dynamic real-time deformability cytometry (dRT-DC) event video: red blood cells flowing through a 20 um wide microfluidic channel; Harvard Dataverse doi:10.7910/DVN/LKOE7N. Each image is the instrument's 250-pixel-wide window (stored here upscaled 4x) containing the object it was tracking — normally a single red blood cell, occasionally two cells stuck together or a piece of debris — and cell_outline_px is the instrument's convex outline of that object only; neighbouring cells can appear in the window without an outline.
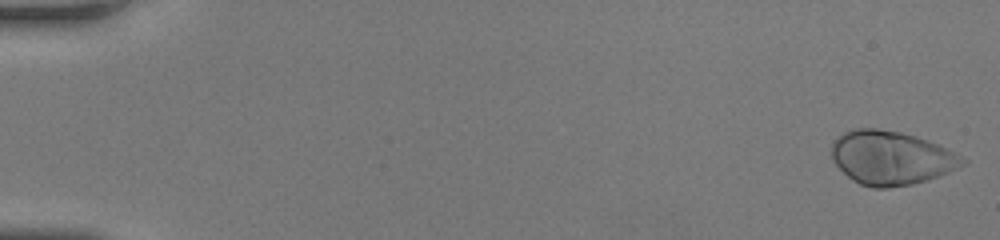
{"species": "human", "species_latin": "Homo sapiens", "temperature_condition": "room temperature", "stored_images_in_passage": 50, "camera_frame_rate_fps": 3000, "um_per_image_px": 0.085, "donor": {"sex": "female"}, "frame": {"image": 1, "passage_image": 1, "time_ms": 0.0, "image_size_px": [1000, 240], "cell_outline_px": [[968, 160], [964, 164], [948, 172], [928, 180], [912, 184], [888, 188], [872, 188], [860, 184], [852, 180], [832, 160], [832, 144], [844, 132], [852, 128], [876, 128], [900, 132], [916, 136], [940, 144]], "centroid_in_image_um": [75.75, 13.41], "position_along_channel_um": 9.2, "area_um2": 41.04}}
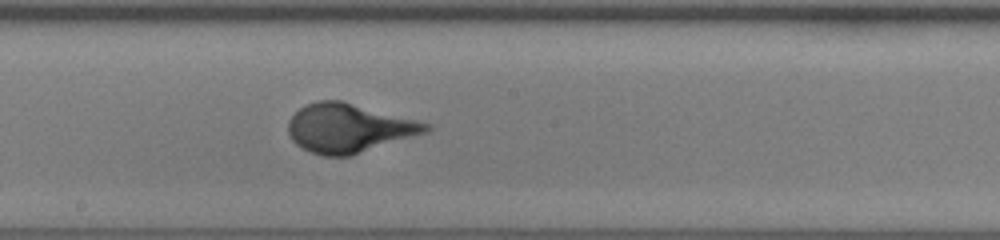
{"frame": {"image": 2, "passage_image": 29, "time_ms": 9.333, "image_size_px": [1000, 240], "cell_outline_px": [[432, 128], [428, 132], [352, 156], [324, 156], [312, 152], [296, 144], [292, 140], [288, 132], [288, 120], [304, 104], [316, 100], [340, 100], [432, 124]], "centroid_in_image_um": [29.66, 10.89], "position_along_channel_um": 218.5, "area_um2": 39.3}}
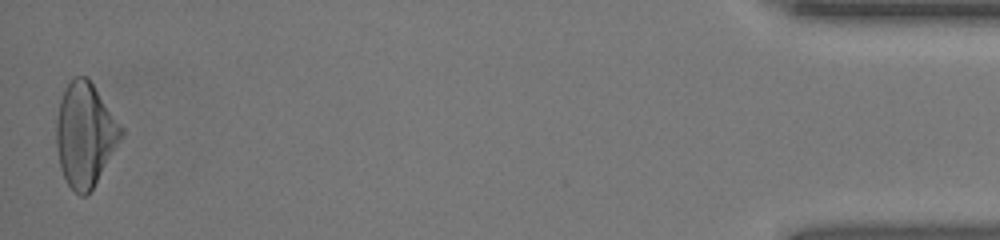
{"frame": {"image": 3, "passage_image": 50, "time_ms": 16.333, "image_size_px": [1000, 240], "cell_outline_px": [[124, 132], [120, 140], [88, 196], [80, 196], [68, 184], [60, 168], [56, 144], [56, 120], [60, 100], [64, 88], [76, 76], [88, 76], [124, 128]], "centroid_in_image_um": [7.23, 11.42], "position_along_channel_um": 428.0, "area_um2": 39.13}}